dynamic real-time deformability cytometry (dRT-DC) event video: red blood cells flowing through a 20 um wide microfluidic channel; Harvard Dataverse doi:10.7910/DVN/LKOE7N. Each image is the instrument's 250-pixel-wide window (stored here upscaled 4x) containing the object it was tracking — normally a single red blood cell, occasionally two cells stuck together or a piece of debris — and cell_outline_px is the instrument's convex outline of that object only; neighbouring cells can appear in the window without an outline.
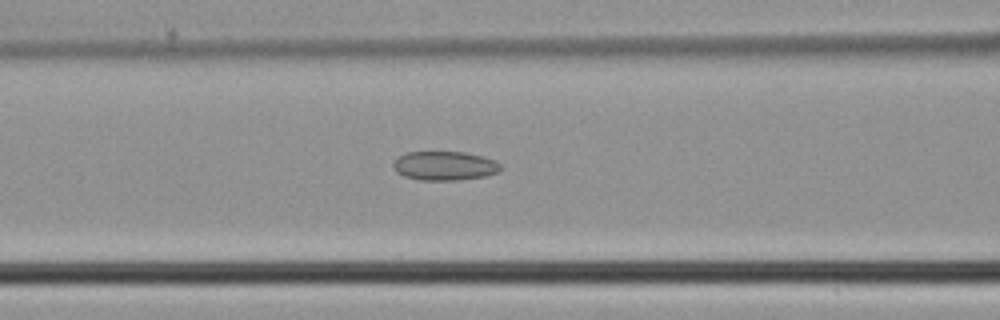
{"species": "common noctule bat (a hibernating species)", "species_latin": "Nyctalus noctula", "temperature_condition": "cold", "stored_images_in_passage": 47, "camera_frame_rate_fps": 3000, "um_per_image_px": 0.085, "animal": {"sex": "male", "body_mass_g": 21.5, "forearm_length_mm": 52.0}, "frame": {"image": 1, "passage_image": 20, "time_ms": 6.333, "image_size_px": [1000, 320], "cell_outline_px": [[500, 172], [484, 176], [460, 180], [420, 180], [404, 176], [396, 172], [392, 168], [392, 164], [400, 156], [408, 152], [464, 152], [484, 156], [496, 160], [500, 164]], "centroid_in_image_um": [37.81, 14.09], "position_along_channel_um": 128.8, "area_um2": 18.26}}
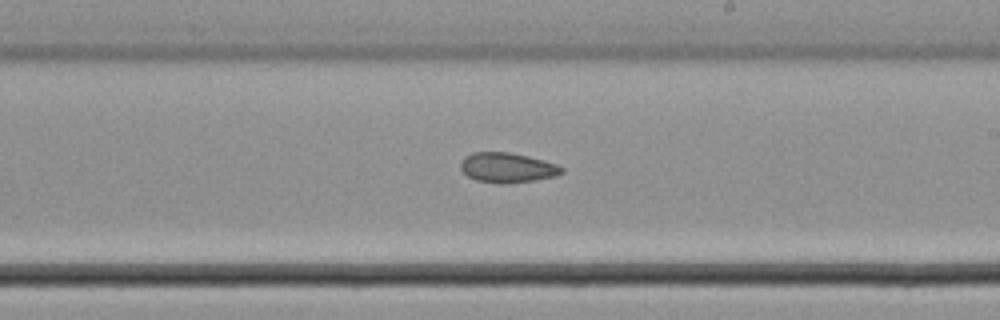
{"frame": {"image": 2, "passage_image": 28, "time_ms": 9.0, "image_size_px": [1000, 320], "cell_outline_px": [[564, 172], [556, 176], [532, 180], [500, 184], [496, 184], [476, 180], [468, 176], [460, 168], [460, 164], [464, 156], [472, 152], [508, 152], [528, 156], [544, 160], [556, 164], [564, 168]], "centroid_in_image_um": [43.1, 14.24], "position_along_channel_um": 245.9, "area_um2": 17.63}}
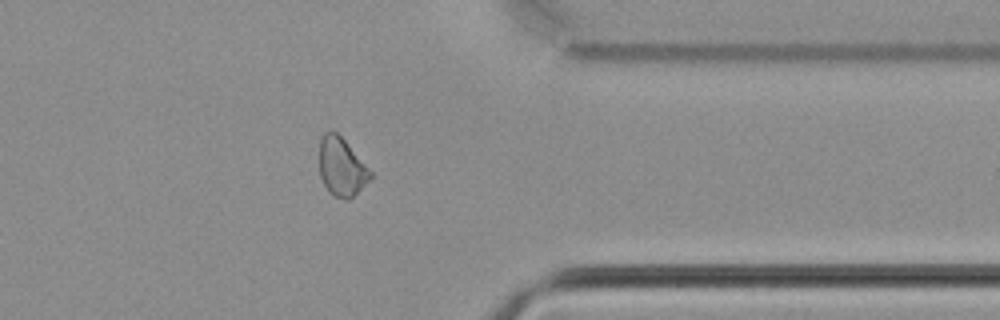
{"frame": {"image": 3, "passage_image": 38, "time_ms": 12.333, "image_size_px": [1000, 320], "cell_outline_px": [[372, 176], [348, 200], [344, 200], [332, 196], [328, 192], [320, 176], [320, 140], [324, 132], [332, 128], [344, 140], [372, 172]], "centroid_in_image_um": [28.99, 14.18], "position_along_channel_um": 382.4, "area_um2": 17.17}}